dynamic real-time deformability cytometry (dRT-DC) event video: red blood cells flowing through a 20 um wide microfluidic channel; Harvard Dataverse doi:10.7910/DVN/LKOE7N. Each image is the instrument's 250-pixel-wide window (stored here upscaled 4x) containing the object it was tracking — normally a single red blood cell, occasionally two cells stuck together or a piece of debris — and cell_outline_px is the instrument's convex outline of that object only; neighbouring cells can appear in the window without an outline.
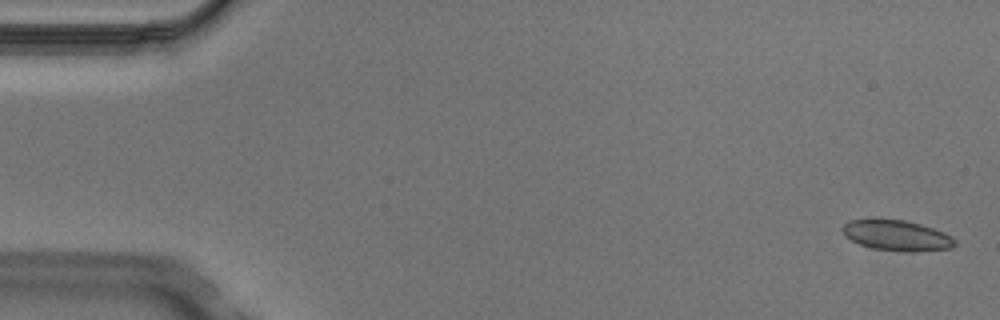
{"species": "Egyptian fruit bat (a non-hibernating species)", "species_latin": "Rousettus aegyptiacus", "temperature_condition": "cold", "stored_images_in_passage": 4, "camera_frame_rate_fps": 3000, "um_per_image_px": 0.085, "animal": {"sex": "male"}, "frame": {"image": 1, "passage_image": 1, "time_ms": 0.0, "image_size_px": [1000, 320], "cell_outline_px": [[956, 244], [952, 248], [904, 252], [872, 248], [860, 244], [844, 236], [840, 228], [848, 220], [872, 216], [904, 220], [920, 224], [944, 232], [952, 236], [956, 240]], "centroid_in_image_um": [76.15, 19.96], "position_along_channel_um": 8.9, "area_um2": 20.63}}